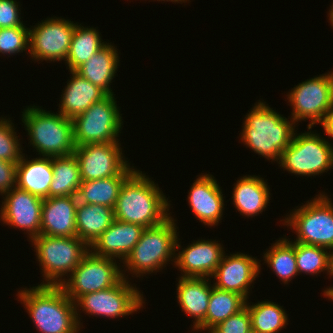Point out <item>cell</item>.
<instances>
[{
  "instance_id": "3957f363",
  "label": "cell",
  "mask_w": 333,
  "mask_h": 333,
  "mask_svg": "<svg viewBox=\"0 0 333 333\" xmlns=\"http://www.w3.org/2000/svg\"><path fill=\"white\" fill-rule=\"evenodd\" d=\"M245 118L241 141L255 153L278 162L281 153L293 139L296 123L282 117L261 101Z\"/></svg>"
},
{
  "instance_id": "f1b7e54d",
  "label": "cell",
  "mask_w": 333,
  "mask_h": 333,
  "mask_svg": "<svg viewBox=\"0 0 333 333\" xmlns=\"http://www.w3.org/2000/svg\"><path fill=\"white\" fill-rule=\"evenodd\" d=\"M246 301L238 293L220 290L213 286L205 320L195 330L210 331L218 323L242 310Z\"/></svg>"
},
{
  "instance_id": "7c38bea8",
  "label": "cell",
  "mask_w": 333,
  "mask_h": 333,
  "mask_svg": "<svg viewBox=\"0 0 333 333\" xmlns=\"http://www.w3.org/2000/svg\"><path fill=\"white\" fill-rule=\"evenodd\" d=\"M126 279L122 278L115 286L108 289L80 296L75 301L76 309L82 307L80 310L88 314L110 318L130 315L140 310L145 303L143 294Z\"/></svg>"
},
{
  "instance_id": "ac0fdd59",
  "label": "cell",
  "mask_w": 333,
  "mask_h": 333,
  "mask_svg": "<svg viewBox=\"0 0 333 333\" xmlns=\"http://www.w3.org/2000/svg\"><path fill=\"white\" fill-rule=\"evenodd\" d=\"M77 196L47 197L43 199L40 234L74 237L76 229Z\"/></svg>"
},
{
  "instance_id": "d6986e66",
  "label": "cell",
  "mask_w": 333,
  "mask_h": 333,
  "mask_svg": "<svg viewBox=\"0 0 333 333\" xmlns=\"http://www.w3.org/2000/svg\"><path fill=\"white\" fill-rule=\"evenodd\" d=\"M217 181L210 174L198 176L190 188L188 202L195 216L208 226L218 225L223 215L224 199Z\"/></svg>"
},
{
  "instance_id": "f35d334b",
  "label": "cell",
  "mask_w": 333,
  "mask_h": 333,
  "mask_svg": "<svg viewBox=\"0 0 333 333\" xmlns=\"http://www.w3.org/2000/svg\"><path fill=\"white\" fill-rule=\"evenodd\" d=\"M320 124L323 126L325 133L333 138V104L325 113Z\"/></svg>"
},
{
  "instance_id": "484cf974",
  "label": "cell",
  "mask_w": 333,
  "mask_h": 333,
  "mask_svg": "<svg viewBox=\"0 0 333 333\" xmlns=\"http://www.w3.org/2000/svg\"><path fill=\"white\" fill-rule=\"evenodd\" d=\"M135 171L130 164L117 176L81 181L77 192L79 203L97 204L114 208L124 181Z\"/></svg>"
},
{
  "instance_id": "8992f818",
  "label": "cell",
  "mask_w": 333,
  "mask_h": 333,
  "mask_svg": "<svg viewBox=\"0 0 333 333\" xmlns=\"http://www.w3.org/2000/svg\"><path fill=\"white\" fill-rule=\"evenodd\" d=\"M31 242L46 281L40 285L61 286L65 281L62 276H67L69 272L70 276L90 250V247L77 236L59 237L40 234Z\"/></svg>"
},
{
  "instance_id": "9a60e30c",
  "label": "cell",
  "mask_w": 333,
  "mask_h": 333,
  "mask_svg": "<svg viewBox=\"0 0 333 333\" xmlns=\"http://www.w3.org/2000/svg\"><path fill=\"white\" fill-rule=\"evenodd\" d=\"M4 195L0 210L3 224L26 230L31 240L40 235L43 199L17 186Z\"/></svg>"
},
{
  "instance_id": "7a4b0ae2",
  "label": "cell",
  "mask_w": 333,
  "mask_h": 333,
  "mask_svg": "<svg viewBox=\"0 0 333 333\" xmlns=\"http://www.w3.org/2000/svg\"><path fill=\"white\" fill-rule=\"evenodd\" d=\"M40 333H78L80 319L61 286L38 285L17 295Z\"/></svg>"
},
{
  "instance_id": "44dd1931",
  "label": "cell",
  "mask_w": 333,
  "mask_h": 333,
  "mask_svg": "<svg viewBox=\"0 0 333 333\" xmlns=\"http://www.w3.org/2000/svg\"><path fill=\"white\" fill-rule=\"evenodd\" d=\"M70 74H72L71 80H68L64 93L61 95L59 113L73 120L108 94L75 71H70Z\"/></svg>"
},
{
  "instance_id": "e0dca14e",
  "label": "cell",
  "mask_w": 333,
  "mask_h": 333,
  "mask_svg": "<svg viewBox=\"0 0 333 333\" xmlns=\"http://www.w3.org/2000/svg\"><path fill=\"white\" fill-rule=\"evenodd\" d=\"M224 253L216 240L201 239L175 253L174 265L183 271L181 277L211 278Z\"/></svg>"
},
{
  "instance_id": "4316f807",
  "label": "cell",
  "mask_w": 333,
  "mask_h": 333,
  "mask_svg": "<svg viewBox=\"0 0 333 333\" xmlns=\"http://www.w3.org/2000/svg\"><path fill=\"white\" fill-rule=\"evenodd\" d=\"M77 237L89 247L115 220L114 208L97 204L77 203Z\"/></svg>"
},
{
  "instance_id": "4dcf8cb0",
  "label": "cell",
  "mask_w": 333,
  "mask_h": 333,
  "mask_svg": "<svg viewBox=\"0 0 333 333\" xmlns=\"http://www.w3.org/2000/svg\"><path fill=\"white\" fill-rule=\"evenodd\" d=\"M245 306L251 319V329L256 333H277L286 327L288 316L282 306L271 301H259Z\"/></svg>"
},
{
  "instance_id": "74e56055",
  "label": "cell",
  "mask_w": 333,
  "mask_h": 333,
  "mask_svg": "<svg viewBox=\"0 0 333 333\" xmlns=\"http://www.w3.org/2000/svg\"><path fill=\"white\" fill-rule=\"evenodd\" d=\"M17 163L0 159V194L9 192L16 186Z\"/></svg>"
},
{
  "instance_id": "6da1fadb",
  "label": "cell",
  "mask_w": 333,
  "mask_h": 333,
  "mask_svg": "<svg viewBox=\"0 0 333 333\" xmlns=\"http://www.w3.org/2000/svg\"><path fill=\"white\" fill-rule=\"evenodd\" d=\"M150 179L135 170L124 181L114 207L115 219L150 228L170 217L168 198Z\"/></svg>"
},
{
  "instance_id": "ffe728a7",
  "label": "cell",
  "mask_w": 333,
  "mask_h": 333,
  "mask_svg": "<svg viewBox=\"0 0 333 333\" xmlns=\"http://www.w3.org/2000/svg\"><path fill=\"white\" fill-rule=\"evenodd\" d=\"M144 227L115 219L90 246L94 255L122 259L130 254L140 240Z\"/></svg>"
},
{
  "instance_id": "cb8c5ba5",
  "label": "cell",
  "mask_w": 333,
  "mask_h": 333,
  "mask_svg": "<svg viewBox=\"0 0 333 333\" xmlns=\"http://www.w3.org/2000/svg\"><path fill=\"white\" fill-rule=\"evenodd\" d=\"M118 57L116 48L106 43L75 72L93 85L100 87L107 94H113L109 86L119 65Z\"/></svg>"
},
{
  "instance_id": "5bb4252c",
  "label": "cell",
  "mask_w": 333,
  "mask_h": 333,
  "mask_svg": "<svg viewBox=\"0 0 333 333\" xmlns=\"http://www.w3.org/2000/svg\"><path fill=\"white\" fill-rule=\"evenodd\" d=\"M119 143H97L75 146L82 181L119 175L129 164L123 158ZM124 159V160H123Z\"/></svg>"
},
{
  "instance_id": "8fae6325",
  "label": "cell",
  "mask_w": 333,
  "mask_h": 333,
  "mask_svg": "<svg viewBox=\"0 0 333 333\" xmlns=\"http://www.w3.org/2000/svg\"><path fill=\"white\" fill-rule=\"evenodd\" d=\"M292 106V120L296 123L310 119L308 129L320 123L333 104V73L307 79L287 95Z\"/></svg>"
},
{
  "instance_id": "f546056e",
  "label": "cell",
  "mask_w": 333,
  "mask_h": 333,
  "mask_svg": "<svg viewBox=\"0 0 333 333\" xmlns=\"http://www.w3.org/2000/svg\"><path fill=\"white\" fill-rule=\"evenodd\" d=\"M105 44L97 29L84 28L76 23L66 59L69 71H75L87 62Z\"/></svg>"
},
{
  "instance_id": "9c48e42d",
  "label": "cell",
  "mask_w": 333,
  "mask_h": 333,
  "mask_svg": "<svg viewBox=\"0 0 333 333\" xmlns=\"http://www.w3.org/2000/svg\"><path fill=\"white\" fill-rule=\"evenodd\" d=\"M278 163L296 175H319L333 167V146L317 133L310 131L298 136L294 133L291 143L281 153Z\"/></svg>"
},
{
  "instance_id": "277c9868",
  "label": "cell",
  "mask_w": 333,
  "mask_h": 333,
  "mask_svg": "<svg viewBox=\"0 0 333 333\" xmlns=\"http://www.w3.org/2000/svg\"><path fill=\"white\" fill-rule=\"evenodd\" d=\"M30 145L45 157H59L74 154L72 120L61 113L53 114L38 107L30 106L22 112Z\"/></svg>"
},
{
  "instance_id": "83f0119b",
  "label": "cell",
  "mask_w": 333,
  "mask_h": 333,
  "mask_svg": "<svg viewBox=\"0 0 333 333\" xmlns=\"http://www.w3.org/2000/svg\"><path fill=\"white\" fill-rule=\"evenodd\" d=\"M52 169L49 197L76 196L82 179L75 155L52 157Z\"/></svg>"
},
{
  "instance_id": "1f68e13d",
  "label": "cell",
  "mask_w": 333,
  "mask_h": 333,
  "mask_svg": "<svg viewBox=\"0 0 333 333\" xmlns=\"http://www.w3.org/2000/svg\"><path fill=\"white\" fill-rule=\"evenodd\" d=\"M282 239V240H281ZM264 253V261L285 284L298 275L295 242L281 238Z\"/></svg>"
},
{
  "instance_id": "5b68a950",
  "label": "cell",
  "mask_w": 333,
  "mask_h": 333,
  "mask_svg": "<svg viewBox=\"0 0 333 333\" xmlns=\"http://www.w3.org/2000/svg\"><path fill=\"white\" fill-rule=\"evenodd\" d=\"M170 216L162 224L145 228L123 264L137 277L163 269L168 261L180 250L177 226ZM178 248V250H177ZM176 249V250H175ZM142 274V275H141Z\"/></svg>"
},
{
  "instance_id": "603a6c76",
  "label": "cell",
  "mask_w": 333,
  "mask_h": 333,
  "mask_svg": "<svg viewBox=\"0 0 333 333\" xmlns=\"http://www.w3.org/2000/svg\"><path fill=\"white\" fill-rule=\"evenodd\" d=\"M53 180L52 157H37L32 160L22 155L17 163L16 186L42 199L49 197Z\"/></svg>"
},
{
  "instance_id": "836d02e7",
  "label": "cell",
  "mask_w": 333,
  "mask_h": 333,
  "mask_svg": "<svg viewBox=\"0 0 333 333\" xmlns=\"http://www.w3.org/2000/svg\"><path fill=\"white\" fill-rule=\"evenodd\" d=\"M11 120L0 118V159L18 163L23 155ZM22 153V154H21Z\"/></svg>"
},
{
  "instance_id": "e575fe53",
  "label": "cell",
  "mask_w": 333,
  "mask_h": 333,
  "mask_svg": "<svg viewBox=\"0 0 333 333\" xmlns=\"http://www.w3.org/2000/svg\"><path fill=\"white\" fill-rule=\"evenodd\" d=\"M0 28V53L14 55L29 49V28Z\"/></svg>"
},
{
  "instance_id": "4fadbf2b",
  "label": "cell",
  "mask_w": 333,
  "mask_h": 333,
  "mask_svg": "<svg viewBox=\"0 0 333 333\" xmlns=\"http://www.w3.org/2000/svg\"><path fill=\"white\" fill-rule=\"evenodd\" d=\"M37 25L29 28L28 52L32 59L66 61L76 24L62 18H48Z\"/></svg>"
},
{
  "instance_id": "60d3db41",
  "label": "cell",
  "mask_w": 333,
  "mask_h": 333,
  "mask_svg": "<svg viewBox=\"0 0 333 333\" xmlns=\"http://www.w3.org/2000/svg\"><path fill=\"white\" fill-rule=\"evenodd\" d=\"M330 12H329V15H328V17H329V20H330V22H331V26L333 27V5H332V7H331V10H329Z\"/></svg>"
},
{
  "instance_id": "8d00e7d4",
  "label": "cell",
  "mask_w": 333,
  "mask_h": 333,
  "mask_svg": "<svg viewBox=\"0 0 333 333\" xmlns=\"http://www.w3.org/2000/svg\"><path fill=\"white\" fill-rule=\"evenodd\" d=\"M15 0H0V28L24 26Z\"/></svg>"
},
{
  "instance_id": "d4e9b609",
  "label": "cell",
  "mask_w": 333,
  "mask_h": 333,
  "mask_svg": "<svg viewBox=\"0 0 333 333\" xmlns=\"http://www.w3.org/2000/svg\"><path fill=\"white\" fill-rule=\"evenodd\" d=\"M233 189V202L241 215H259L269 203V186L258 176L241 177Z\"/></svg>"
},
{
  "instance_id": "ba28073f",
  "label": "cell",
  "mask_w": 333,
  "mask_h": 333,
  "mask_svg": "<svg viewBox=\"0 0 333 333\" xmlns=\"http://www.w3.org/2000/svg\"><path fill=\"white\" fill-rule=\"evenodd\" d=\"M113 95L93 103L72 120L75 146L119 142L117 137L123 122Z\"/></svg>"
},
{
  "instance_id": "52a82bcc",
  "label": "cell",
  "mask_w": 333,
  "mask_h": 333,
  "mask_svg": "<svg viewBox=\"0 0 333 333\" xmlns=\"http://www.w3.org/2000/svg\"><path fill=\"white\" fill-rule=\"evenodd\" d=\"M330 199L320 194L284 219V224L297 232L294 242L333 250V204Z\"/></svg>"
},
{
  "instance_id": "30bf717a",
  "label": "cell",
  "mask_w": 333,
  "mask_h": 333,
  "mask_svg": "<svg viewBox=\"0 0 333 333\" xmlns=\"http://www.w3.org/2000/svg\"><path fill=\"white\" fill-rule=\"evenodd\" d=\"M114 258L94 255L90 250L61 287L75 302L80 296L115 286L126 275Z\"/></svg>"
},
{
  "instance_id": "d6a6232c",
  "label": "cell",
  "mask_w": 333,
  "mask_h": 333,
  "mask_svg": "<svg viewBox=\"0 0 333 333\" xmlns=\"http://www.w3.org/2000/svg\"><path fill=\"white\" fill-rule=\"evenodd\" d=\"M328 249L295 242V257L298 273L319 274L322 271L333 276V252Z\"/></svg>"
},
{
  "instance_id": "d590c367",
  "label": "cell",
  "mask_w": 333,
  "mask_h": 333,
  "mask_svg": "<svg viewBox=\"0 0 333 333\" xmlns=\"http://www.w3.org/2000/svg\"><path fill=\"white\" fill-rule=\"evenodd\" d=\"M251 331L250 313L245 306L238 313L218 323L209 333H250Z\"/></svg>"
},
{
  "instance_id": "2e32d148",
  "label": "cell",
  "mask_w": 333,
  "mask_h": 333,
  "mask_svg": "<svg viewBox=\"0 0 333 333\" xmlns=\"http://www.w3.org/2000/svg\"><path fill=\"white\" fill-rule=\"evenodd\" d=\"M260 262L243 253L223 255L211 277L217 280L213 286L224 291L240 294L246 300L249 287L260 273Z\"/></svg>"
},
{
  "instance_id": "7402d4cb",
  "label": "cell",
  "mask_w": 333,
  "mask_h": 333,
  "mask_svg": "<svg viewBox=\"0 0 333 333\" xmlns=\"http://www.w3.org/2000/svg\"><path fill=\"white\" fill-rule=\"evenodd\" d=\"M208 280V281H207ZM209 278L180 277L177 286V300L182 311L194 317L193 328L196 329L206 317L209 298L213 286Z\"/></svg>"
},
{
  "instance_id": "b9f144b4",
  "label": "cell",
  "mask_w": 333,
  "mask_h": 333,
  "mask_svg": "<svg viewBox=\"0 0 333 333\" xmlns=\"http://www.w3.org/2000/svg\"><path fill=\"white\" fill-rule=\"evenodd\" d=\"M158 1V0H157ZM159 1H165V0H159ZM166 1H171V2H178L179 3V1L180 2H185V1H187V0H166Z\"/></svg>"
},
{
  "instance_id": "ab89813d",
  "label": "cell",
  "mask_w": 333,
  "mask_h": 333,
  "mask_svg": "<svg viewBox=\"0 0 333 333\" xmlns=\"http://www.w3.org/2000/svg\"><path fill=\"white\" fill-rule=\"evenodd\" d=\"M323 294L330 300H333V286L331 288H327Z\"/></svg>"
}]
</instances>
